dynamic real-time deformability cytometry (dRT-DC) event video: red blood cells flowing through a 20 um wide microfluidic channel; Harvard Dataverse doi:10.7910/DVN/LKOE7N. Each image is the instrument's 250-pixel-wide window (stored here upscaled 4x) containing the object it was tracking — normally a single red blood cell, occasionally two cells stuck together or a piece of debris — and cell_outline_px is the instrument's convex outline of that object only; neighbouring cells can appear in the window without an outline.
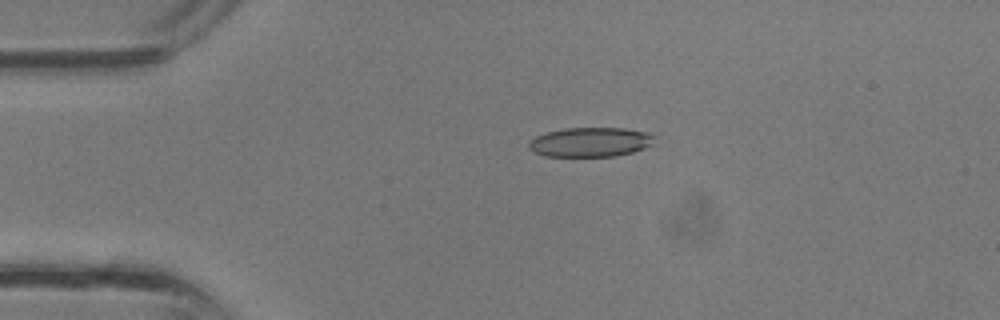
{"species": "common noctule bat (a hibernating species)", "species_latin": "Nyctalus noctula", "temperature_condition": "room temperature", "stored_images_in_passage": 15, "camera_frame_rate_fps": 3000, "um_per_image_px": 0.085, "animal": {"sex": "male", "body_mass_g": 13.3}, "frame": {"image": 1, "passage_image": 1, "time_ms": 0.0, "image_size_px": [1000, 320], "cell_outline_px": [[656, 136], [652, 144], [644, 148], [632, 152], [616, 156], [544, 156], [528, 148], [528, 140], [536, 136], [548, 132], [564, 128], [624, 128], [648, 132]], "centroid_in_image_um": [50.19, 12.07], "position_along_channel_um": 34.8, "area_um2": 21.62}}
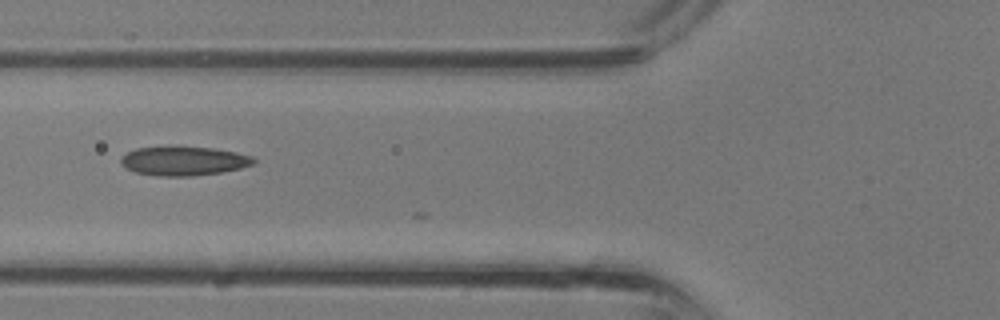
{"frame": {"image": 2, "passage_image": 7, "time_ms": 2.0, "image_size_px": [1000, 320], "cell_outline_px": [[256, 164], [240, 168], [220, 172], [192, 176], [156, 176], [136, 172], [128, 168], [120, 160], [120, 156], [136, 148], [212, 148], [236, 152], [252, 156], [256, 160]], "centroid_in_image_um": [15.66, 13.7], "position_along_channel_um": 110.1, "area_um2": 21.96}}
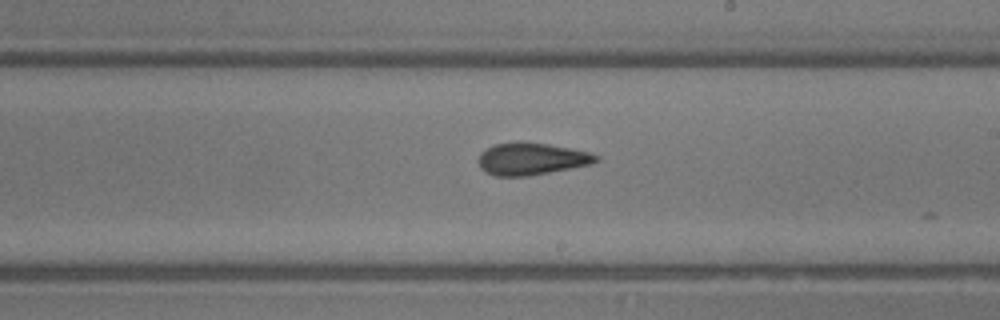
{"frame": {"image": 3, "passage_image": 14, "time_ms": 4.333, "image_size_px": [1000, 320], "cell_outline_px": [[600, 160], [592, 164], [572, 168], [528, 176], [496, 176], [484, 172], [480, 168], [480, 152], [496, 144], [524, 140], [548, 144], [588, 152], [600, 156]], "centroid_in_image_um": [45.19, 13.5], "position_along_channel_um": 243.8, "area_um2": 22.14}}